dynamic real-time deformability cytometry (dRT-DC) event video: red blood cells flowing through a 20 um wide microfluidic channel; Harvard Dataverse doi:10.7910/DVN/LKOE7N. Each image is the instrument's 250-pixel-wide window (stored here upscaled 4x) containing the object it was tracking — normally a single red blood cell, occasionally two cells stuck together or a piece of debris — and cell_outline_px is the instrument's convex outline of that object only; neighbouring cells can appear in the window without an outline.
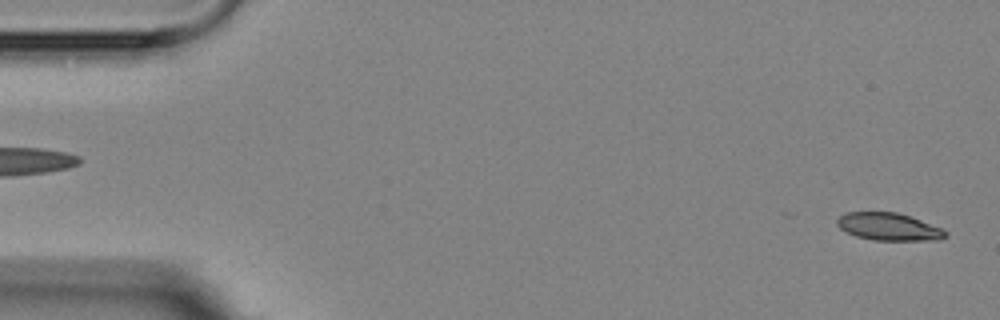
{"species": "Egyptian fruit bat (a non-hibernating species)", "species_latin": "Rousettus aegyptiacus", "temperature_condition": "room temperature", "stored_images_in_passage": 6, "segment_of_instrument_passage": [2, 2], "camera_frame_rate_fps": 3000, "um_per_image_px": 0.085, "animal": {"sex": "female"}, "frame": {"image": 1, "passage_image": 6, "time_ms": 5.667, "image_size_px": [1000, 320], "cell_outline_px": [[948, 236], [940, 240], [872, 240], [856, 236], [840, 228], [836, 224], [836, 220], [840, 216], [848, 212], [896, 212], [912, 216], [944, 228], [948, 232]], "centroid_in_image_um": [75.62, 19.27], "position_along_channel_um": 9.4, "area_um2": 17.63}}